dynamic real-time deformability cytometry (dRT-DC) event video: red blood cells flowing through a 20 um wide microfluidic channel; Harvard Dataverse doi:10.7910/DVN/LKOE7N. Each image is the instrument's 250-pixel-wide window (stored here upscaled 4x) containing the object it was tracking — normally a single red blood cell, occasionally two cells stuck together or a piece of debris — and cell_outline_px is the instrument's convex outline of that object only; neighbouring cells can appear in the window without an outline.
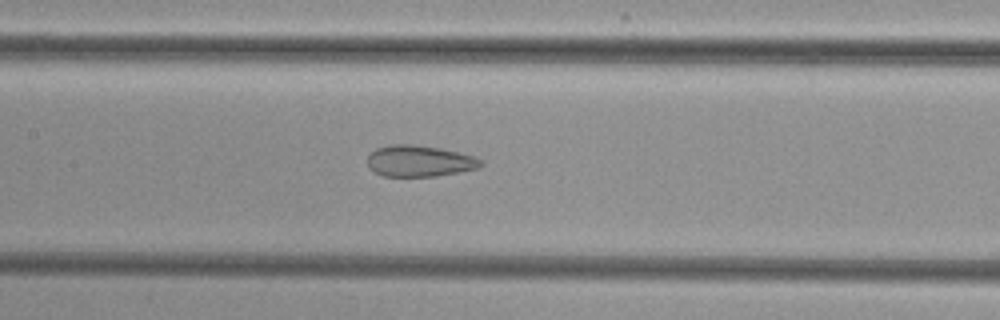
{"species": "common noctule bat (a hibernating species)", "species_latin": "Nyctalus noctula", "temperature_condition": "cold", "stored_images_in_passage": 40, "camera_frame_rate_fps": 3000, "um_per_image_px": 0.085, "animal": {"sex": "female", "body_mass_g": 29.2, "forearm_length_mm": 56.3}, "frame": {"image": 1, "passage_image": 13, "time_ms": 4.0, "image_size_px": [1000, 320], "cell_outline_px": [[484, 164], [480, 168], [460, 172], [436, 176], [384, 176], [368, 168], [368, 156], [376, 148], [388, 144], [412, 144], [440, 148], [476, 156], [484, 160]], "centroid_in_image_um": [35.7, 13.68], "position_along_channel_um": 171.7, "area_um2": 20.92}}
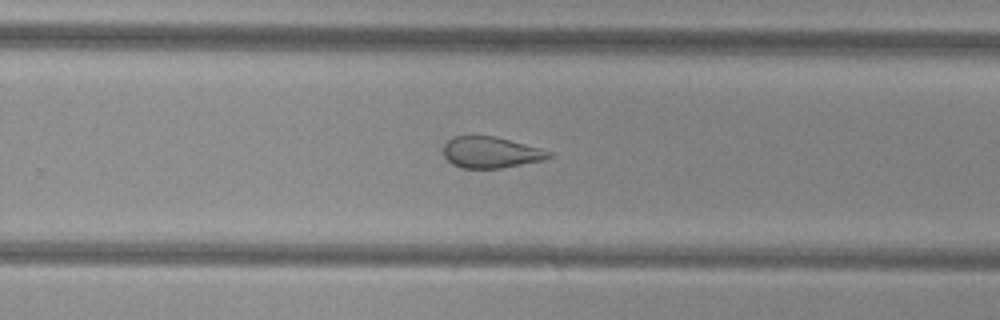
{"frame": {"image": 2, "passage_image": 22, "time_ms": 7.0, "image_size_px": [1000, 320], "cell_outline_px": [[552, 156], [544, 160], [500, 168], [460, 168], [452, 164], [444, 156], [444, 144], [452, 136], [496, 136], [540, 148], [552, 152]], "centroid_in_image_um": [41.71, 12.95], "position_along_channel_um": 288.1, "area_um2": 19.19}}
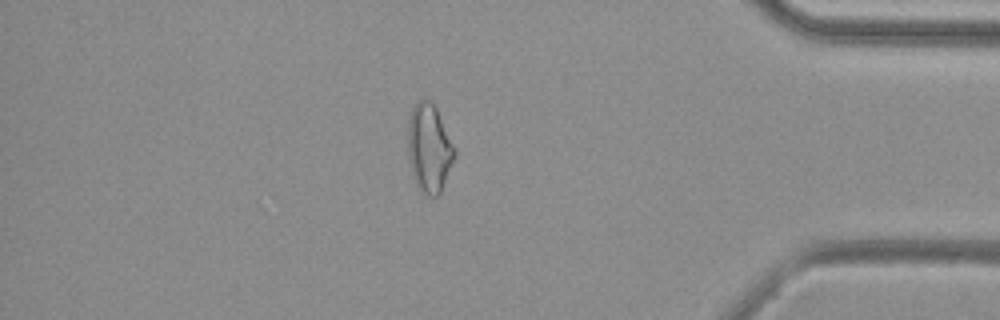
{"frame": {"image": 3, "passage_image": 33, "time_ms": 10.667, "image_size_px": [1000, 320], "cell_outline_px": [[456, 156], [440, 196], [428, 196], [416, 184], [412, 172], [408, 156], [408, 120], [412, 104], [416, 100], [428, 100], [436, 108], [456, 152]], "centroid_in_image_um": [36.47, 12.6], "position_along_channel_um": 398.7, "area_um2": 24.04}}